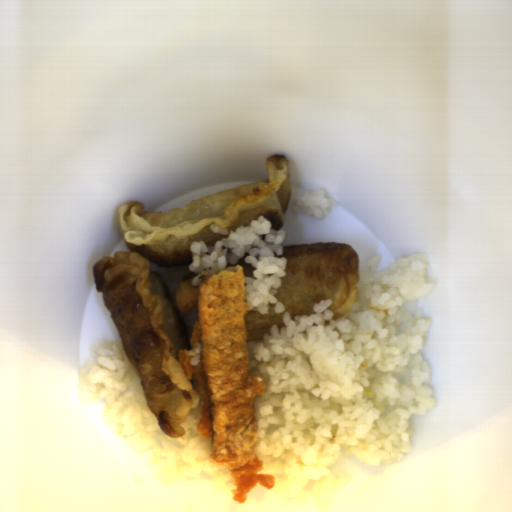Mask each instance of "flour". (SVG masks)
Here are the masks:
<instances>
[{"label": "flour", "mask_w": 512, "mask_h": 512, "mask_svg": "<svg viewBox=\"0 0 512 512\" xmlns=\"http://www.w3.org/2000/svg\"><path fill=\"white\" fill-rule=\"evenodd\" d=\"M267 178L218 191L168 211H146V203L126 202L118 209L126 251L105 255L92 266L93 279L110 311L123 352L139 376L146 404L164 435L182 438L189 415L202 419L203 397L197 378L189 379L180 350L198 320L201 272H192L194 241L208 247L238 226L263 216L279 231L292 191L285 155L265 159ZM228 228L222 235L210 224Z\"/></svg>", "instance_id": "obj_1"}, {"label": "flour", "mask_w": 512, "mask_h": 512, "mask_svg": "<svg viewBox=\"0 0 512 512\" xmlns=\"http://www.w3.org/2000/svg\"><path fill=\"white\" fill-rule=\"evenodd\" d=\"M285 275L275 294L285 311L275 313L276 305L268 303L267 314L248 310L244 316L247 342H258L263 334L270 335L276 325L284 324V315H315L314 306L331 300L329 310L333 321L350 311L358 296L361 271L359 257L353 246L346 243L317 242L282 245Z\"/></svg>", "instance_id": "obj_2"}, {"label": "flour", "mask_w": 512, "mask_h": 512, "mask_svg": "<svg viewBox=\"0 0 512 512\" xmlns=\"http://www.w3.org/2000/svg\"><path fill=\"white\" fill-rule=\"evenodd\" d=\"M249 253L245 252L239 259L237 262L235 263H227L226 267H229V266H241L242 269H243V273L245 275V278L246 277H253L252 275V272L255 270V267H253L252 263H247L246 262V257L248 256ZM224 268V269H225Z\"/></svg>", "instance_id": "obj_3"}]
</instances>
